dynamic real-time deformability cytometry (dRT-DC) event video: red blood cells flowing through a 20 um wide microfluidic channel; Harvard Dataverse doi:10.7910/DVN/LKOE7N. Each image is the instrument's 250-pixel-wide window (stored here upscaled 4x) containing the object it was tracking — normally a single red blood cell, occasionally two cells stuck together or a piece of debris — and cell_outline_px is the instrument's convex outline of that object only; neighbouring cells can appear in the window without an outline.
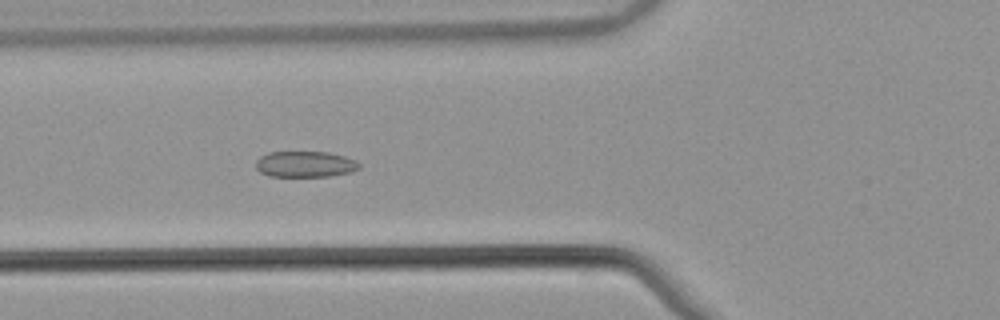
{"species": "common noctule bat (a hibernating species)", "species_latin": "Nyctalus noctula", "temperature_condition": "warm", "stored_images_in_passage": 54, "camera_frame_rate_fps": 3000, "um_per_image_px": 0.085, "animal": {"sex": "male", "body_mass_g": 21.5, "forearm_length_mm": 52.0}, "frame": {"image": 1, "passage_image": 21, "time_ms": 6.667, "image_size_px": [1000, 320], "cell_outline_px": [[360, 168], [352, 172], [328, 176], [268, 176], [260, 172], [256, 168], [256, 160], [260, 156], [268, 152], [328, 152], [344, 156], [356, 160], [360, 164]], "centroid_in_image_um": [25.94, 13.95], "position_along_channel_um": 99.9, "area_um2": 15.72}}
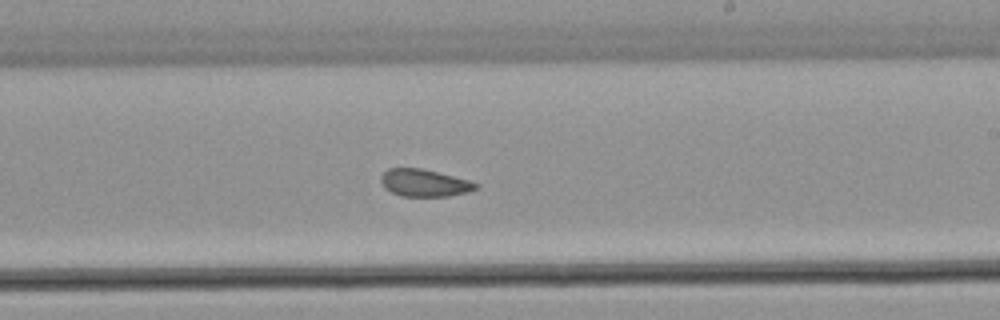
{"frame": {"image": 2, "passage_image": 33, "time_ms": 10.667, "image_size_px": [1000, 320], "cell_outline_px": [[480, 184], [476, 188], [468, 192], [448, 196], [400, 196], [384, 188], [380, 180], [380, 176], [388, 168], [420, 168], [468, 180]], "centroid_in_image_um": [36.03, 15.55], "position_along_channel_um": 253.0, "area_um2": 14.97}}
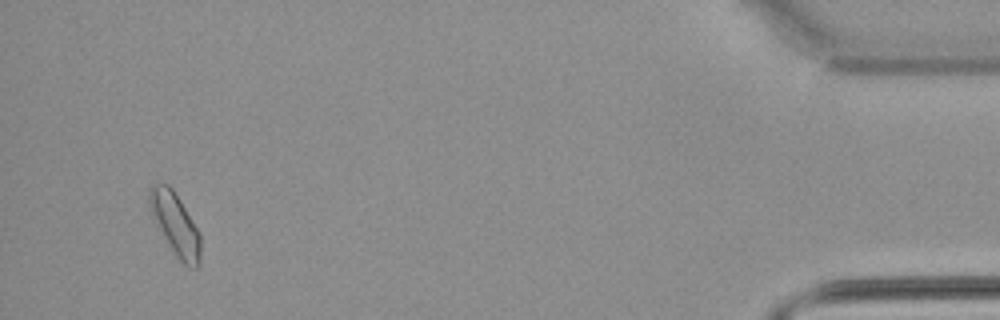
{"frame": {"image": 3, "passage_image": 52, "time_ms": 17.0, "image_size_px": [1000, 320], "cell_outline_px": [[200, 264], [196, 268], [188, 268], [176, 256], [152, 216], [148, 204], [148, 192], [152, 184], [168, 184], [172, 188], [180, 200], [200, 232]], "centroid_in_image_um": [14.91, 19.05], "position_along_channel_um": 420.3, "area_um2": 18.38}, "authors_computed_cell_mechanics": {"area_um2": 16.473, "velocity_mm_per_s": 3.8208, "shape_relaxation_time_tau1_ms": null, "shape_relaxation_time_tau2_ms": 2.1433, "deformation_change_tau1": null, "deformation_change_tau2": 0.0795}}